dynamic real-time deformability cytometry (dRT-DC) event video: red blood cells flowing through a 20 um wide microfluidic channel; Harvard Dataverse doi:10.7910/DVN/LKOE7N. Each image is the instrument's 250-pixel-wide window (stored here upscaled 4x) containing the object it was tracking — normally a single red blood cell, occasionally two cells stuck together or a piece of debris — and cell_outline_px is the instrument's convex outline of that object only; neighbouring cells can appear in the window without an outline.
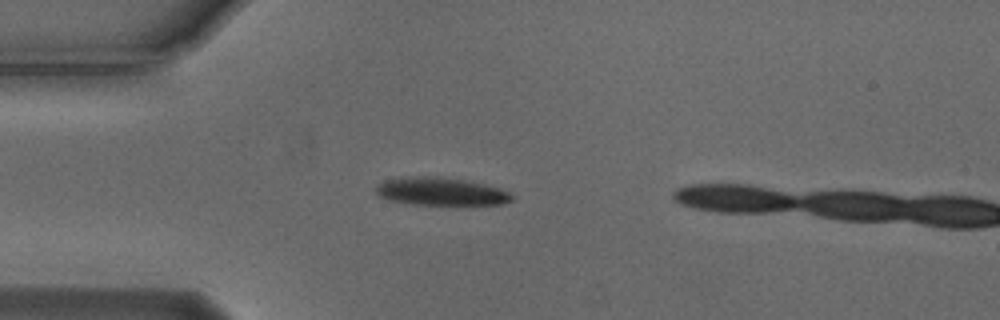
{"species": "Egyptian fruit bat (a non-hibernating species)", "species_latin": "Rousettus aegyptiacus", "temperature_condition": "cold", "stored_images_in_passage": 8, "camera_frame_rate_fps": 3000, "um_per_image_px": 0.085, "animal": {"sex": "male"}, "frame": {"image": 1, "passage_image": 6, "time_ms": 1.667, "image_size_px": [1000, 320], "cell_outline_px": [[512, 200], [500, 204], [452, 208], [404, 204], [388, 200], [380, 196], [376, 192], [376, 188], [384, 180], [408, 176], [436, 176], [464, 180], [484, 184], [500, 188], [508, 192], [512, 196]], "centroid_in_image_um": [37.48, 16.34], "position_along_channel_um": 47.5, "area_um2": 23.29}}